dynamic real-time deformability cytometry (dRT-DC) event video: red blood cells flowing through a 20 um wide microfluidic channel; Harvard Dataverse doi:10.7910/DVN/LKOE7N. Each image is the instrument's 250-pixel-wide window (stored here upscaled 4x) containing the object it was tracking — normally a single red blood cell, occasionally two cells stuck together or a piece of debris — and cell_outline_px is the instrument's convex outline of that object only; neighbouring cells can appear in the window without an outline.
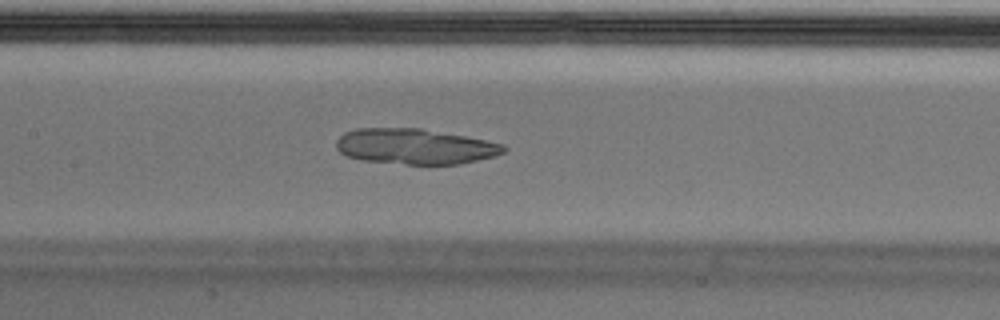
{"species": "Egyptian fruit bat (a non-hibernating species)", "species_latin": "Rousettus aegyptiacus", "temperature_condition": "cold", "stored_images_in_passage": 53, "camera_frame_rate_fps": 3000, "um_per_image_px": 0.085, "animal": {"sex": "male"}, "frame": {"image": 1, "passage_image": 24, "time_ms": 7.667, "image_size_px": [1000, 320], "cell_outline_px": [[508, 148], [504, 152], [496, 156], [460, 164], [404, 164], [360, 160], [348, 156], [340, 152], [336, 148], [336, 140], [344, 132], [356, 128], [420, 128], [464, 136], [504, 144]], "centroid_in_image_um": [35.26, 12.45], "position_along_channel_um": 172.1, "area_um2": 34.68}}